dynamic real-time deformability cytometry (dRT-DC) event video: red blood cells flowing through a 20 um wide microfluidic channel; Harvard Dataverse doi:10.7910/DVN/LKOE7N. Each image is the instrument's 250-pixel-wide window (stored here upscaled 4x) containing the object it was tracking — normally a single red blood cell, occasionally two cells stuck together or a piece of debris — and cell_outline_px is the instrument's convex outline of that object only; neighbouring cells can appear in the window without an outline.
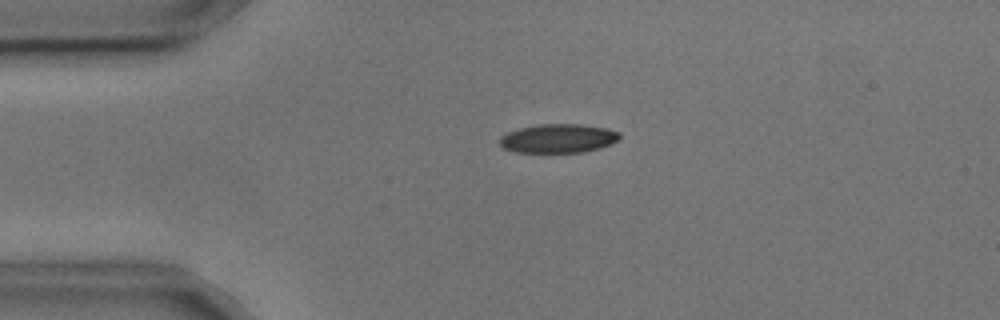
{"species": "common noctule bat (a hibernating species)", "species_latin": "Nyctalus noctula", "temperature_condition": "cold", "stored_images_in_passage": 4, "camera_frame_rate_fps": 3000, "um_per_image_px": 0.085, "animal": {"sex": "male", "body_mass_g": 17.9, "forearm_length_mm": 54.2}, "frame": {"image": 1, "passage_image": 2, "time_ms": 0.333, "image_size_px": [1000, 320], "cell_outline_px": [[620, 136], [616, 140], [600, 148], [580, 152], [512, 152], [504, 148], [500, 144], [500, 136], [508, 132], [520, 128], [536, 124], [580, 124], [604, 128], [620, 132]], "centroid_in_image_um": [47.4, 11.76], "position_along_channel_um": 37.6, "area_um2": 20.0}}